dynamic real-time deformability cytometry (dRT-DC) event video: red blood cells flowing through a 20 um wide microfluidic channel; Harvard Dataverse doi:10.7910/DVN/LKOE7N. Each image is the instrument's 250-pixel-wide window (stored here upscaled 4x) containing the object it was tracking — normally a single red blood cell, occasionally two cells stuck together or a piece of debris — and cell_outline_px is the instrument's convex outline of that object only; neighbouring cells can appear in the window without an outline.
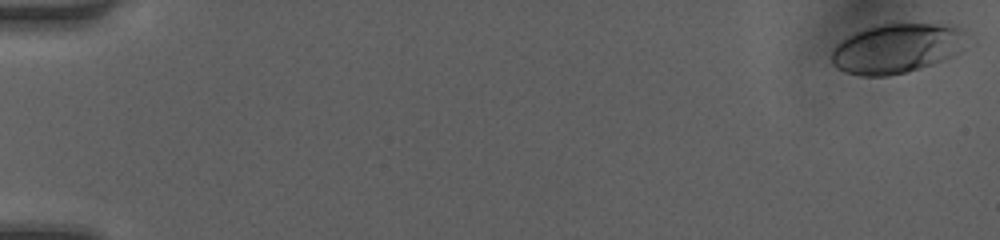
{"species": "human", "species_latin": "Homo sapiens", "temperature_condition": "room temperature", "stored_images_in_passage": 49, "camera_frame_rate_fps": 3000, "um_per_image_px": 0.085, "donor": {"sex": "female"}, "frame": {"image": 1, "passage_image": 1, "time_ms": 0.0, "image_size_px": [1000, 240], "cell_outline_px": [[964, 32], [948, 56], [940, 60], [904, 72], [888, 76], [860, 76], [844, 72], [836, 68], [832, 64], [832, 52], [836, 44], [848, 36], [872, 24], [956, 24]], "centroid_in_image_um": [76.02, 4.1], "position_along_channel_um": 9.0, "area_um2": 37.8}}
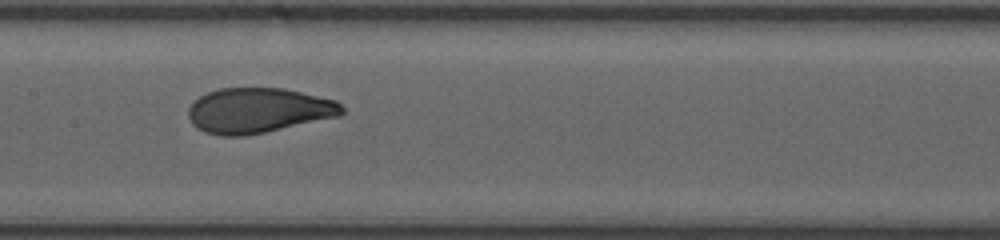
{"frame": {"image": 2, "passage_image": 26, "time_ms": 8.333, "image_size_px": [1000, 240], "cell_outline_px": [[344, 112], [340, 116], [264, 132], [244, 136], [220, 136], [204, 132], [196, 128], [192, 124], [188, 116], [188, 108], [200, 96], [208, 92], [220, 88], [284, 88], [336, 100], [344, 108]], "centroid_in_image_um": [21.95, 9.39], "position_along_channel_um": 185.5, "area_um2": 40.34}}
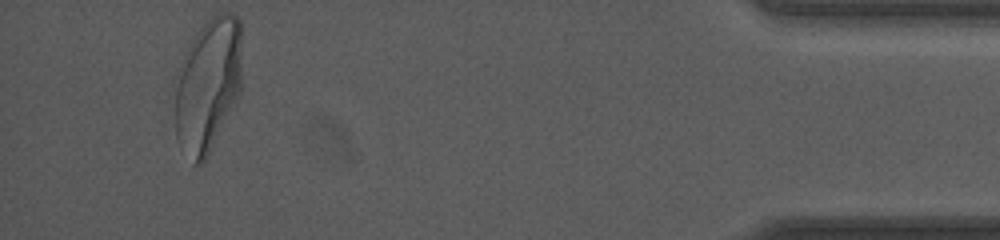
{"frame": {"image": 3, "passage_image": 47, "time_ms": 15.333, "image_size_px": [1000, 240], "cell_outline_px": [[240, 92], [208, 156], [200, 164], [196, 164], [176, 140], [176, 72], [180, 60], [188, 44], [200, 28], [212, 16], [220, 12], [232, 12], [240, 20]], "centroid_in_image_um": [17.66, 7.17], "position_along_channel_um": 417.5, "area_um2": 51.9}, "authors_computed_cell_mechanics": {"area_um2": 40.171, "velocity_mm_per_s": 4.212, "shape_relaxation_time_tau1_ms": 3.6563, "shape_relaxation_time_tau2_ms": null, "deformation_change_tau1": 0.1697, "deformation_change_tau2": null}}